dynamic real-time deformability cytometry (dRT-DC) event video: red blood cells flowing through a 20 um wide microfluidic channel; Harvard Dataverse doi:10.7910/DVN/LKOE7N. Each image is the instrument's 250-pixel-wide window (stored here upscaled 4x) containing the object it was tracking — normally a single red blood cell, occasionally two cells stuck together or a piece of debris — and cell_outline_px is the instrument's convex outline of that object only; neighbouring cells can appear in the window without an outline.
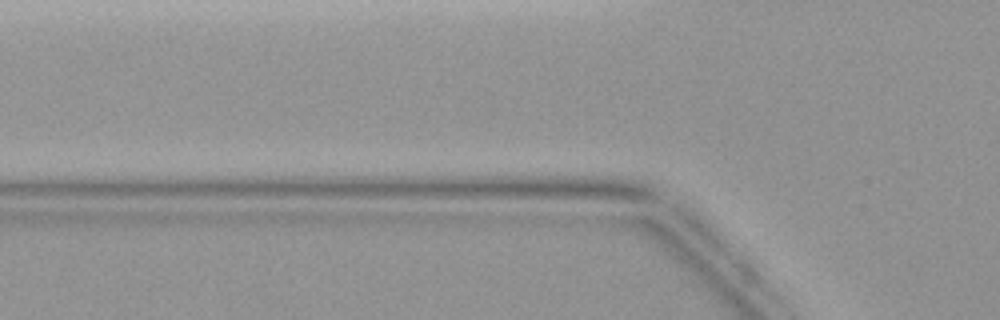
{"species": "common noctule bat (a hibernating species)", "species_latin": "Nyctalus noctula", "temperature_condition": "warm", "stored_images_in_passage": 5, "camera_frame_rate_fps": 3000, "um_per_image_px": 0.085, "animal": {"sex": "female", "body_mass_g": 19.9}, "frame": {"image": 1, "passage_image": 4, "time_ms": 1.0, "image_size_px": [1000, 320], "cell_outline_px": [[664, 232], [492, 220], [484, 216], [640, 216], [656, 220], [664, 228]], "centroid_in_image_um": [50.2, 18.84], "position_along_channel_um": 75.6, "area_um2": 11.85}}